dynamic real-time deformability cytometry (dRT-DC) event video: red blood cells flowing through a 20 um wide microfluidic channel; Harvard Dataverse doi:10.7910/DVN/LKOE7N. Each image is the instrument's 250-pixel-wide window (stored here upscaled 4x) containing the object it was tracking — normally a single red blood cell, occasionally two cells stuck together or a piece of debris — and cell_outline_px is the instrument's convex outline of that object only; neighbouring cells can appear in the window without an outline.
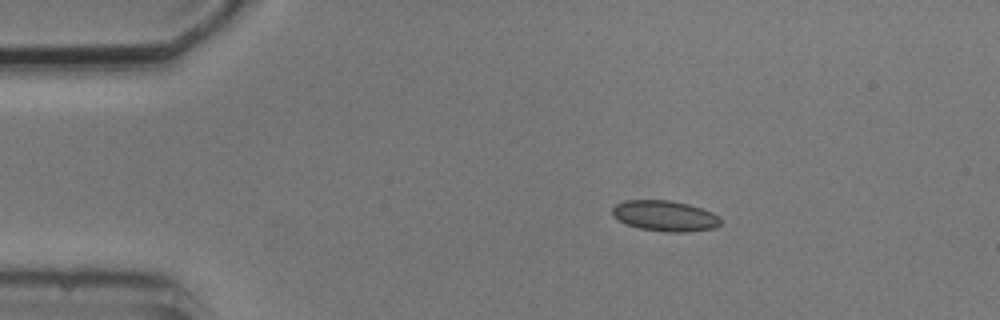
{"species": "common noctule bat (a hibernating species)", "species_latin": "Nyctalus noctula", "temperature_condition": "cold", "stored_images_in_passage": 2, "camera_frame_rate_fps": 3000, "um_per_image_px": 0.085, "animal": {"sex": "male", "body_mass_g": 20.5, "forearm_length_mm": 52.5}, "frame": {"image": 1, "passage_image": 1, "time_ms": 0.0, "image_size_px": [1000, 320], "cell_outline_px": [[720, 224], [712, 228], [684, 232], [668, 232], [640, 228], [628, 224], [620, 220], [612, 212], [612, 208], [616, 204], [624, 200], [668, 200], [688, 204], [712, 212], [720, 216]], "centroid_in_image_um": [56.53, 18.34], "position_along_channel_um": 28.5, "area_um2": 19.02}}